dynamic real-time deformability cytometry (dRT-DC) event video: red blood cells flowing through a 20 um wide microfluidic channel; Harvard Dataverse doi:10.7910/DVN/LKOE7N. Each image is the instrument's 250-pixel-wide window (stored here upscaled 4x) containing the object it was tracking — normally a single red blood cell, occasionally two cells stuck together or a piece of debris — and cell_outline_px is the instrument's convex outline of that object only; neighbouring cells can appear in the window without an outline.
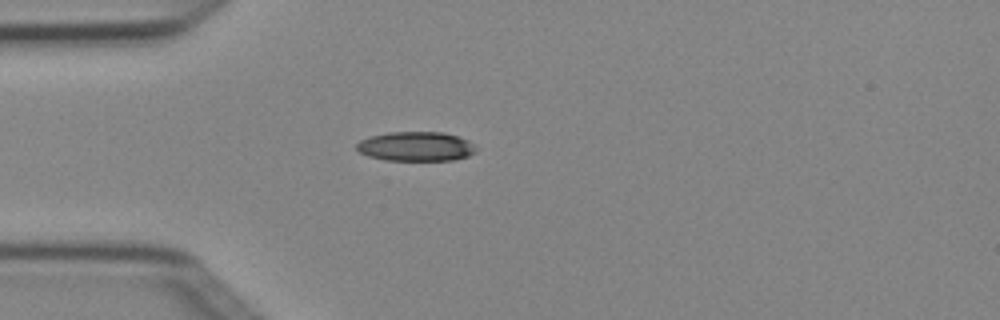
{"species": "Egyptian fruit bat (a non-hibernating species)", "species_latin": "Rousettus aegyptiacus", "temperature_condition": "cold", "stored_images_in_passage": 4, "camera_frame_rate_fps": 3000, "um_per_image_px": 0.085, "animal": {"sex": "female"}, "frame": {"image": 1, "passage_image": 4, "time_ms": 1.0, "image_size_px": [1000, 320], "cell_outline_px": [[476, 152], [468, 156], [452, 160], [384, 160], [368, 156], [360, 152], [356, 148], [356, 144], [360, 140], [372, 136], [388, 132], [444, 132], [460, 136], [476, 144]], "centroid_in_image_um": [35.39, 12.44], "position_along_channel_um": 49.6, "area_um2": 20.63}}